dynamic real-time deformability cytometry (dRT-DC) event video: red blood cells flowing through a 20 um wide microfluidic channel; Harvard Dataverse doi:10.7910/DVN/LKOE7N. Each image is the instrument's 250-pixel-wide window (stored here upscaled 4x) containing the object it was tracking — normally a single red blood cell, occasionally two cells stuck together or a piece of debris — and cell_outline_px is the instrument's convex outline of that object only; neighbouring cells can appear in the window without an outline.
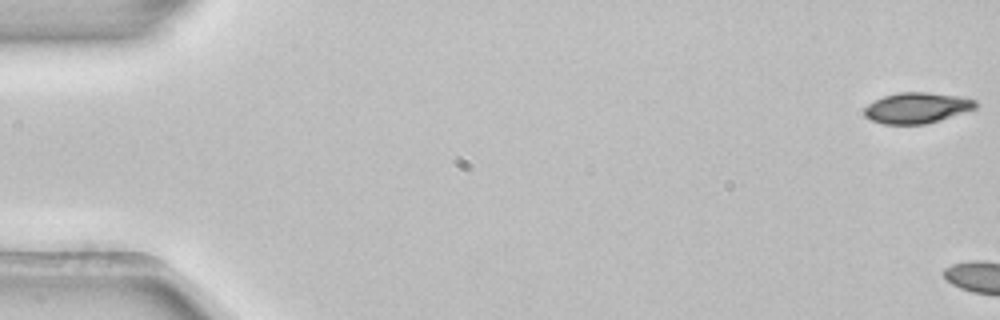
{"species": "common noctule bat (a hibernating species)", "species_latin": "Nyctalus noctula", "temperature_condition": "room temperature", "stored_images_in_passage": 5, "camera_frame_rate_fps": 3000, "um_per_image_px": 0.085, "animal": {"sex": "female", "body_mass_g": 22.7, "forearm_length_mm": 54.2}, "frame": {"image": 1, "passage_image": 1, "time_ms": 0.0, "image_size_px": [1000, 320], "cell_outline_px": [[980, 104], [976, 108], [940, 120], [924, 124], [884, 124], [872, 120], [864, 116], [864, 108], [868, 104], [884, 96], [900, 92], [928, 92], [960, 96], [976, 100]], "centroid_in_image_um": [77.96, 9.16], "position_along_channel_um": 7.0, "area_um2": 19.94}}